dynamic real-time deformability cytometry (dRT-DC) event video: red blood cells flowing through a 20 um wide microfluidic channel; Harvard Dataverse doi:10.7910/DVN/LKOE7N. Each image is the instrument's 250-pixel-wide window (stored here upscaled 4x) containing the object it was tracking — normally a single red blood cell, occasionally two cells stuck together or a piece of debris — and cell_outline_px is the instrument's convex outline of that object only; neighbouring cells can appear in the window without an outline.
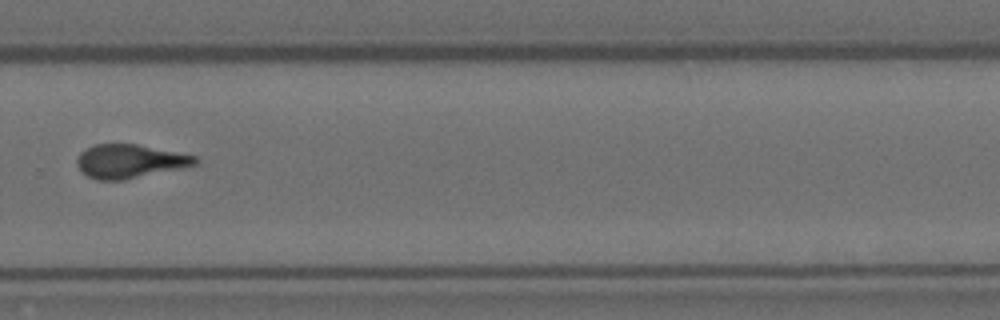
{"species": "Egyptian fruit bat (a non-hibernating species)", "species_latin": "Rousettus aegyptiacus", "temperature_condition": "room temperature", "stored_images_in_passage": 10, "camera_frame_rate_fps": 3000, "um_per_image_px": 0.085, "animal": {"sex": "female"}, "frame": {"image": 1, "passage_image": 10, "time_ms": 3.0, "image_size_px": [1000, 320], "cell_outline_px": [[200, 160], [196, 164], [184, 168], [124, 180], [96, 180], [88, 176], [76, 164], [76, 160], [80, 152], [96, 144], [136, 144], [196, 156]], "centroid_in_image_um": [11.05, 13.71], "position_along_channel_um": 318.8, "area_um2": 23.12}}